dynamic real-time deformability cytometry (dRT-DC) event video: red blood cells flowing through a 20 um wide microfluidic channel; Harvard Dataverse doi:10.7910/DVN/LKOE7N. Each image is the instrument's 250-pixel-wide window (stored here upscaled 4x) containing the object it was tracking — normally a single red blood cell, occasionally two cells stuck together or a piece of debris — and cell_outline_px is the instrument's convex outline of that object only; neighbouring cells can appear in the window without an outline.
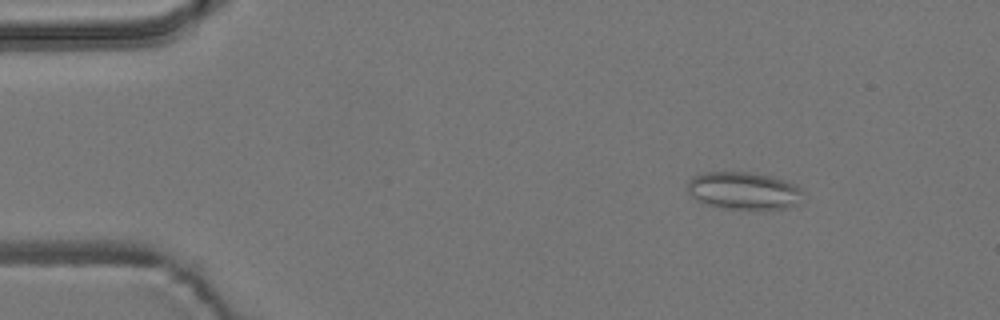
{"species": "common noctule bat (a hibernating species)", "species_latin": "Nyctalus noctula", "temperature_condition": "room temperature", "stored_images_in_passage": 7, "camera_frame_rate_fps": 3000, "um_per_image_px": 0.085, "animal": {"sex": "male", "body_mass_g": 19.2, "forearm_length_mm": 51.8}, "frame": {"image": 1, "passage_image": 2, "time_ms": 1.333, "image_size_px": [1000, 320], "cell_outline_px": [[804, 192], [796, 204], [792, 208], [720, 208], [708, 204], [692, 196], [688, 192], [688, 180], [692, 176], [708, 172], [748, 172], [772, 176], [796, 184]], "centroid_in_image_um": [63.23, 16.19], "position_along_channel_um": 21.8, "area_um2": 24.97}}
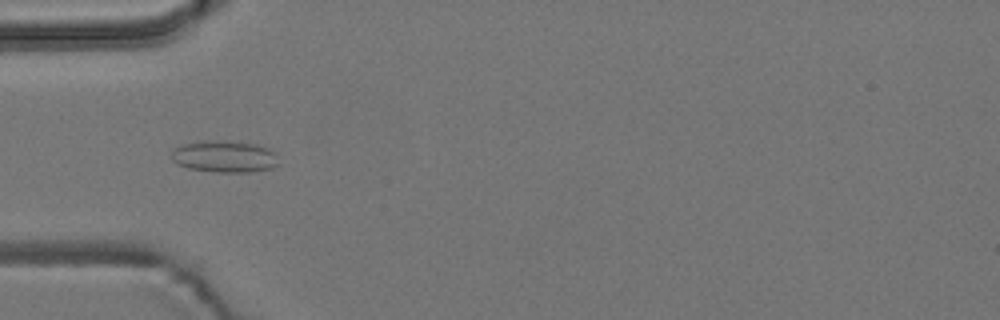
{"frame": {"image": 2, "passage_image": 5, "time_ms": 4.667, "image_size_px": [1000, 320], "cell_outline_px": [[280, 164], [272, 168], [248, 172], [216, 172], [188, 168], [176, 164], [172, 160], [172, 152], [176, 148], [184, 144], [204, 140], [212, 140], [256, 144], [268, 148], [276, 152]], "centroid_in_image_um": [19.12, 13.31], "position_along_channel_um": 65.9, "area_um2": 19.88}}
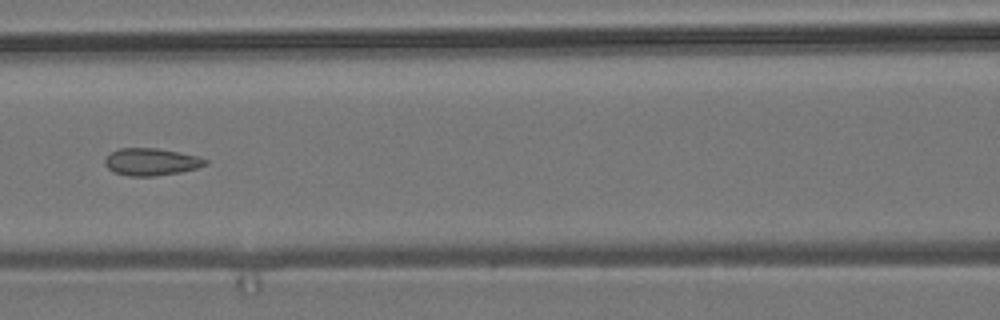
{"frame": {"image": 3, "passage_image": 7, "time_ms": 7.0, "image_size_px": [1000, 320], "cell_outline_px": [[208, 164], [196, 168], [180, 172], [152, 176], [132, 176], [112, 172], [104, 164], [104, 160], [112, 152], [120, 148], [156, 148], [196, 156], [208, 160]], "centroid_in_image_um": [12.83, 13.76], "position_along_channel_um": 153.8, "area_um2": 15.72}}